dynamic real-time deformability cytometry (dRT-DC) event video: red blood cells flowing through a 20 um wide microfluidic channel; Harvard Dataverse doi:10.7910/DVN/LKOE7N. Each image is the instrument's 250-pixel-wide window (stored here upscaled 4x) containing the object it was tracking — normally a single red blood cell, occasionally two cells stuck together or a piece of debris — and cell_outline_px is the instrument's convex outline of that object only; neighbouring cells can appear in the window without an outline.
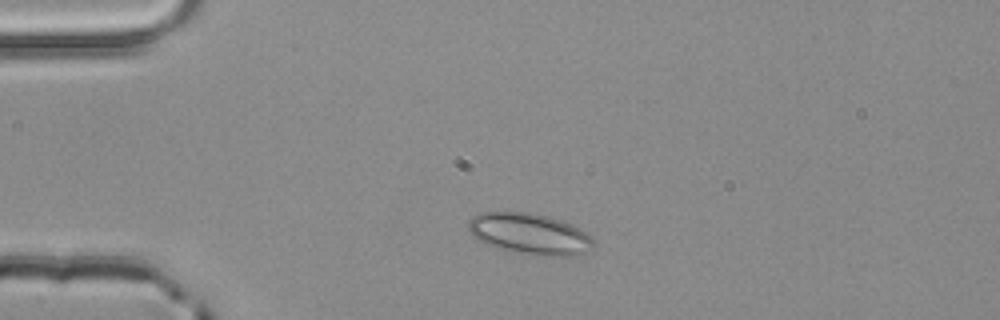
{"species": "common noctule bat (a hibernating species)", "species_latin": "Nyctalus noctula", "temperature_condition": "room temperature", "stored_images_in_passage": 2, "camera_frame_rate_fps": 3000, "um_per_image_px": 0.085, "animal": {"sex": "male", "body_mass_g": 20.4}, "frame": {"image": 1, "passage_image": 1, "time_ms": 0.0, "image_size_px": [1000, 320], "cell_outline_px": [[596, 244], [592, 252], [576, 256], [560, 256], [520, 252], [496, 248], [484, 244], [476, 240], [472, 236], [468, 228], [468, 220], [472, 216], [484, 212], [532, 212], [548, 216], [560, 220], [580, 228]], "centroid_in_image_um": [45.03, 19.87], "position_along_channel_um": 40.0, "area_um2": 30.11}}